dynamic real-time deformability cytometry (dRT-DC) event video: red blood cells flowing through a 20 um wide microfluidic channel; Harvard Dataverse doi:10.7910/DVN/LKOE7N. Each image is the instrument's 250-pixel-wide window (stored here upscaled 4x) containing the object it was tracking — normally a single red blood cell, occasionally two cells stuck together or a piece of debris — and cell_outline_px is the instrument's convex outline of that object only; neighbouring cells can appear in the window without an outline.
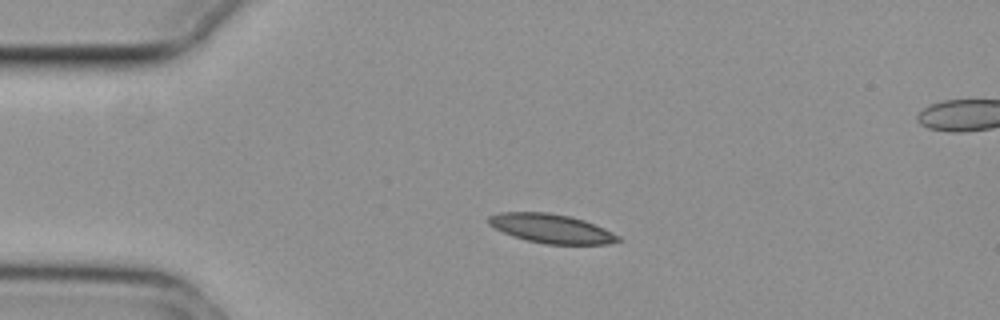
{"species": "common noctule bat (a hibernating species)", "species_latin": "Nyctalus noctula", "temperature_condition": "cold", "stored_images_in_passage": 45, "segment_of_instrument_passage": [1, 2], "camera_frame_rate_fps": 3000, "um_per_image_px": 0.085, "animal": {"sex": "female", "body_mass_g": 29.2, "forearm_length_mm": 56.3}, "frame": {"image": 1, "passage_image": 1, "time_ms": 0.0, "image_size_px": [1000, 320], "cell_outline_px": [[620, 240], [608, 244], [544, 244], [512, 236], [488, 224], [488, 216], [500, 212], [548, 212], [572, 216], [584, 220], [604, 228], [620, 236]], "centroid_in_image_um": [46.86, 19.42], "position_along_channel_um": 38.1, "area_um2": 21.91}}
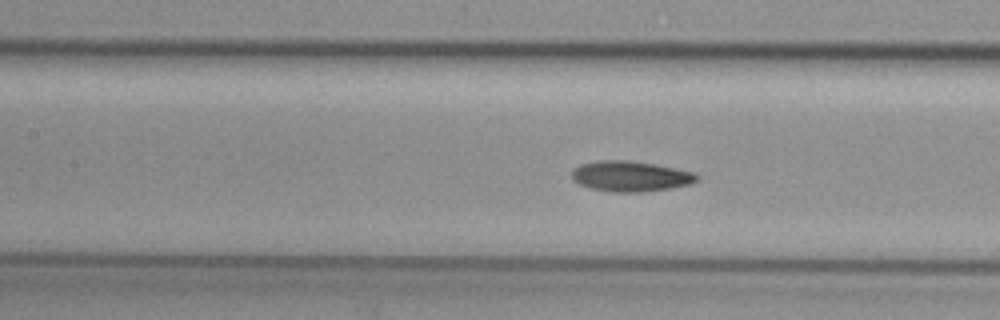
{"frame": {"image": 2, "passage_image": 13, "time_ms": 4.0, "image_size_px": [1000, 320], "cell_outline_px": [[700, 180], [692, 184], [672, 188], [644, 192], [612, 192], [592, 188], [580, 184], [572, 180], [572, 168], [580, 164], [596, 160], [628, 160], [656, 164], [692, 172], [700, 176]], "centroid_in_image_um": [53.61, 14.98], "position_along_channel_um": 153.8, "area_um2": 22.48}}
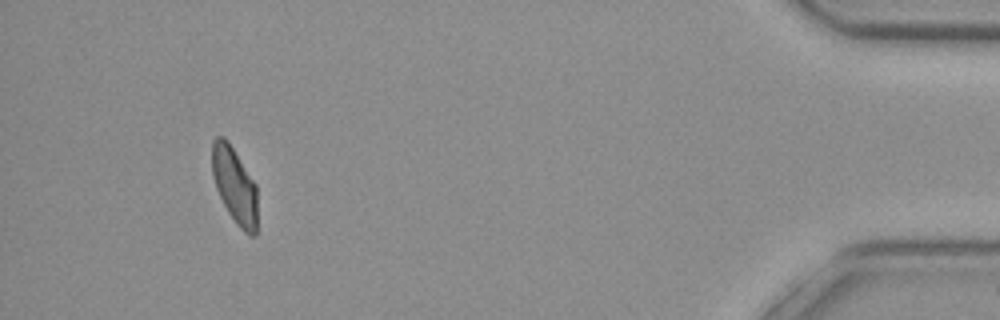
{"frame": {"image": 3, "passage_image": 40, "time_ms": 13.0, "image_size_px": [1000, 320], "cell_outline_px": [[256, 236], [248, 236], [236, 224], [228, 212], [216, 188], [212, 176], [212, 140], [216, 136], [224, 136], [228, 140], [256, 184]], "centroid_in_image_um": [19.93, 15.74], "position_along_channel_um": 415.3, "area_um2": 20.17}}